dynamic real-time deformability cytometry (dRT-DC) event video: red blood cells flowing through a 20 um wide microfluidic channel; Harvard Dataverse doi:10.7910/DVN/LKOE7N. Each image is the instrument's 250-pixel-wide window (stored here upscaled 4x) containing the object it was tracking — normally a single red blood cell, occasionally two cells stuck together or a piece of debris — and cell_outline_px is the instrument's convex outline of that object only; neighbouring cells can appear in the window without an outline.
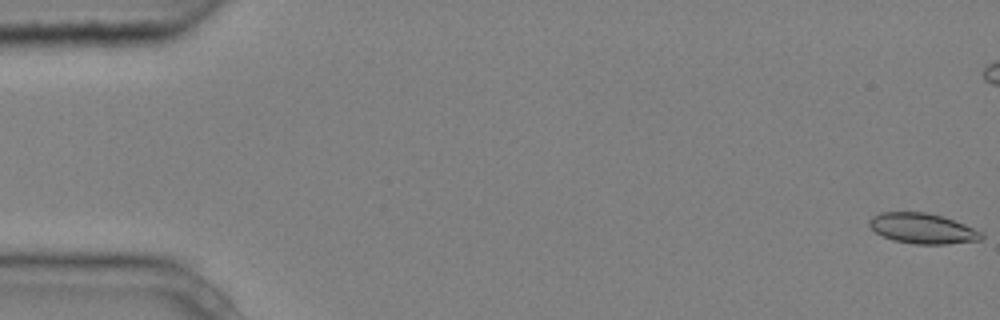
{"species": "common noctule bat (a hibernating species)", "species_latin": "Nyctalus noctula", "temperature_condition": "cold", "stored_images_in_passage": 5, "camera_frame_rate_fps": 3000, "um_per_image_px": 0.085, "animal": {"sex": "male", "body_mass_g": 20.4}, "frame": {"image": 1, "passage_image": 1, "time_ms": 0.0, "image_size_px": [1000, 320], "cell_outline_px": [[984, 236], [980, 240], [948, 244], [916, 244], [892, 240], [876, 232], [868, 224], [868, 220], [872, 216], [880, 212], [924, 212], [944, 216], [984, 232]], "centroid_in_image_um": [78.43, 19.41], "position_along_channel_um": 6.6, "area_um2": 19.94}}